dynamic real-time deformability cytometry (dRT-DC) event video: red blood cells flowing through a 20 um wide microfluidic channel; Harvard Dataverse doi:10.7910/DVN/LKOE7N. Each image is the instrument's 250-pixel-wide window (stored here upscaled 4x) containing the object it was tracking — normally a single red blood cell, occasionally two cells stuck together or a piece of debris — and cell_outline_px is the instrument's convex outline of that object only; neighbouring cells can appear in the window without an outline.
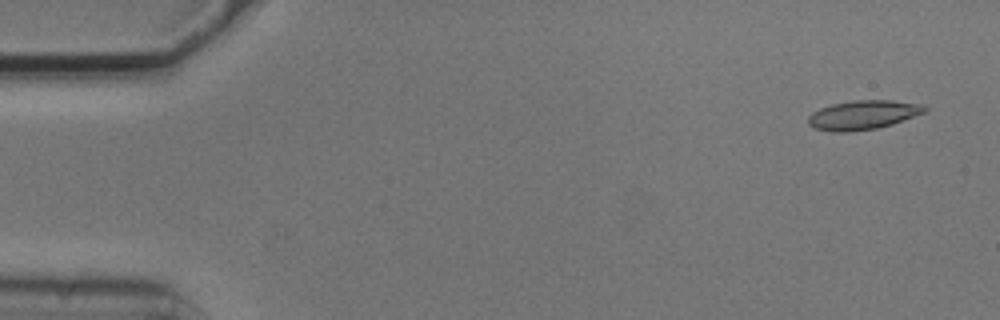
{"species": "common noctule bat (a hibernating species)", "species_latin": "Nyctalus noctula", "temperature_condition": "cold", "stored_images_in_passage": 11, "camera_frame_rate_fps": 3000, "um_per_image_px": 0.085, "animal": {"sex": "male", "body_mass_g": 20.5, "forearm_length_mm": 52.5}, "frame": {"image": 1, "passage_image": 1, "time_ms": 0.0, "image_size_px": [1000, 320], "cell_outline_px": [[928, 112], [892, 124], [876, 128], [848, 132], [832, 132], [812, 128], [808, 124], [808, 116], [812, 112], [820, 108], [832, 104], [852, 100], [892, 100], [924, 104], [928, 108]], "centroid_in_image_um": [73.38, 9.76], "position_along_channel_um": 11.6, "area_um2": 20.11}}
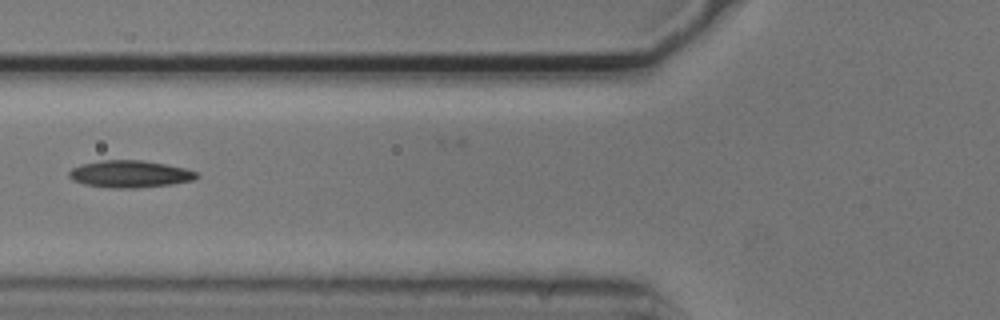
{"frame": {"image": 2, "passage_image": 7, "time_ms": 2.0, "image_size_px": [1000, 320], "cell_outline_px": [[200, 176], [192, 180], [172, 184], [136, 188], [112, 188], [84, 184], [72, 180], [68, 176], [68, 172], [72, 168], [80, 164], [100, 160], [144, 160], [184, 168], [196, 172]], "centroid_in_image_um": [11.0, 14.79], "position_along_channel_um": 114.8, "area_um2": 20.17}}
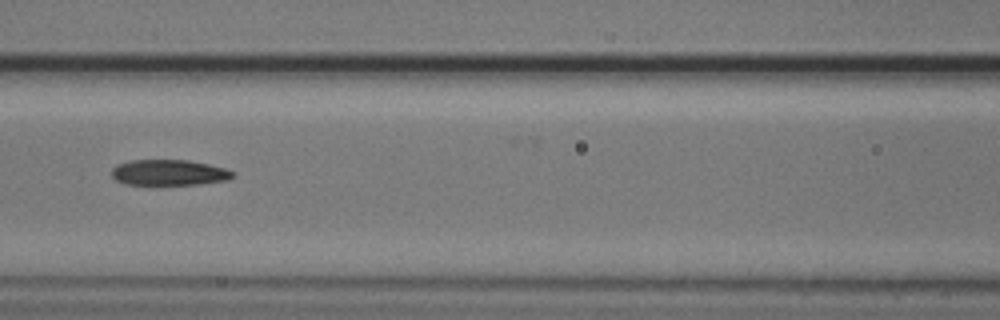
{"frame": {"image": 3, "passage_image": 8, "time_ms": 2.333, "image_size_px": [1000, 320], "cell_outline_px": [[236, 176], [228, 180], [200, 184], [124, 184], [116, 180], [112, 176], [112, 168], [116, 164], [132, 160], [188, 160], [208, 164], [224, 168], [232, 172]], "centroid_in_image_um": [14.36, 14.66], "position_along_channel_um": 152.2, "area_um2": 18.09}}